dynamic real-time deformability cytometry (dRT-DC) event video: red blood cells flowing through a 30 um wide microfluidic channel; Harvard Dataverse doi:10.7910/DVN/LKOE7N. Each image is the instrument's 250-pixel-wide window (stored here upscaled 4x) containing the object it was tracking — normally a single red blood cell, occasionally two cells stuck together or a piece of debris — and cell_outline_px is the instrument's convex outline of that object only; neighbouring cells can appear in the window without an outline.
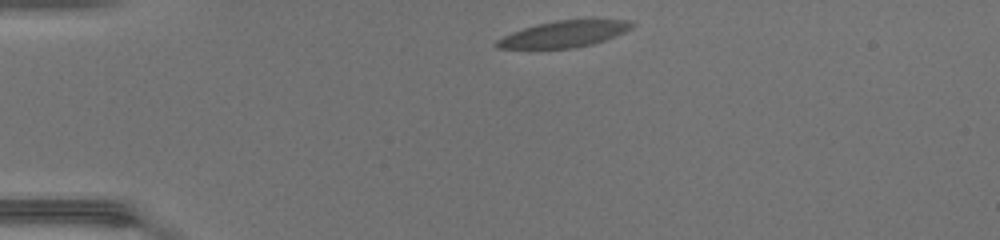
{"species": "common noctule bat (a hibernating species)", "species_latin": "Nyctalus noctula", "temperature_condition": "warm", "stored_images_in_passage": 42, "camera_frame_rate_fps": 3000, "um_per_image_px": 0.085, "animal": {"sex": "female", "body_mass_g": 17.0, "forearm_length_mm": 48.0}, "frame": {"image": 1, "passage_image": 1, "time_ms": 0.0, "image_size_px": [1000, 240], "cell_outline_px": [[636, 24], [632, 28], [624, 32], [604, 40], [592, 44], [568, 48], [496, 48], [492, 44], [496, 40], [504, 36], [524, 28], [556, 20], [628, 20]], "centroid_in_image_um": [47.93, 2.89], "position_along_channel_um": 37.1, "area_um2": 20.35}}
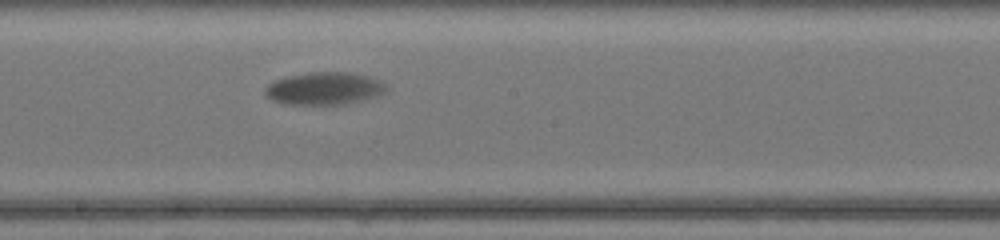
{"frame": {"image": 2, "passage_image": 19, "time_ms": 6.0, "image_size_px": [1000, 240], "cell_outline_px": [[384, 88], [380, 92], [372, 96], [340, 104], [288, 104], [272, 100], [264, 92], [268, 84], [276, 80], [288, 76], [312, 72], [348, 72], [364, 76], [376, 80], [384, 84]], "centroid_in_image_um": [27.44, 7.51], "position_along_channel_um": 220.8, "area_um2": 21.91}}
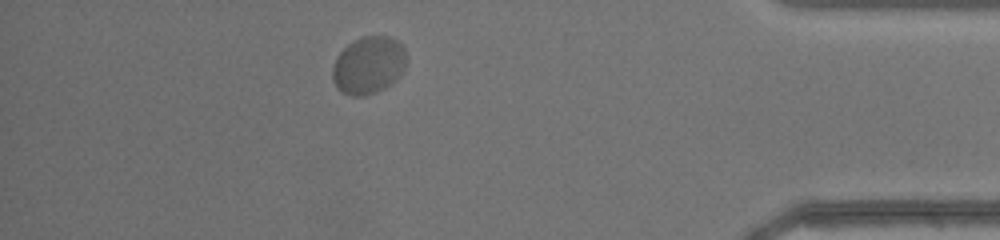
{"frame": {"image": 3, "passage_image": 36, "time_ms": 11.667, "image_size_px": [1000, 240], "cell_outline_px": [[404, 68], [400, 76], [392, 84], [376, 92], [364, 96], [352, 96], [340, 92], [336, 88], [332, 80], [332, 68], [340, 52], [348, 44], [364, 36], [388, 36], [396, 40], [404, 48]], "centroid_in_image_um": [31.3, 5.57], "position_along_channel_um": 403.9, "area_um2": 24.68}, "authors_computed_cell_mechanics": {"area_um2": 21.9351, "velocity_mm_per_s": 3.9405, "shape_relaxation_time_tau1_ms": 6.7752, "shape_relaxation_time_tau2_ms": null, "deformation_change_tau1": 0.2217, "deformation_change_tau2": null}}